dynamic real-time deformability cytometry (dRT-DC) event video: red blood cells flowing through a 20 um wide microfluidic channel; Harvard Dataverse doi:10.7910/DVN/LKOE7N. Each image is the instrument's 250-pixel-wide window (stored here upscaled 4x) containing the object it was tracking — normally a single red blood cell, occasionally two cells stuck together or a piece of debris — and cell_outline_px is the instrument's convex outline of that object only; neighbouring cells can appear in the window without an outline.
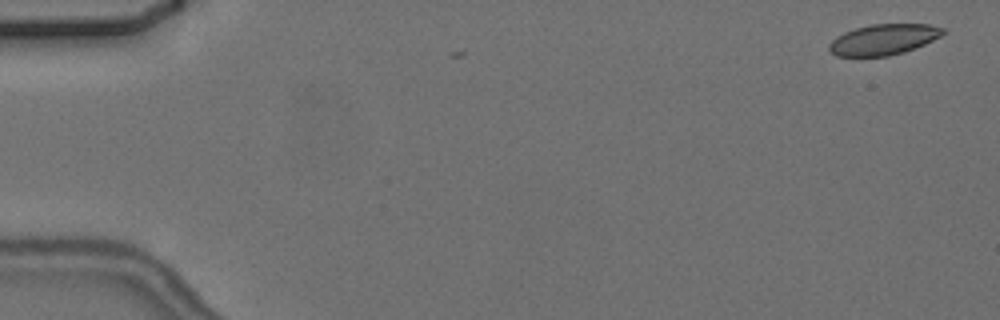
{"species": "common noctule bat (a hibernating species)", "species_latin": "Nyctalus noctula", "temperature_condition": "cold", "stored_images_in_passage": 2, "camera_frame_rate_fps": 3000, "um_per_image_px": 0.085, "animal": {"sex": "female", "body_mass_g": 24.6, "forearm_length_mm": 56.2}, "frame": {"image": 1, "passage_image": 2, "time_ms": 1.0, "image_size_px": [1000, 320], "cell_outline_px": [[948, 32], [924, 44], [904, 52], [888, 56], [836, 56], [828, 48], [828, 44], [836, 36], [844, 32], [856, 28], [872, 24], [928, 24], [944, 28]], "centroid_in_image_um": [75.1, 3.35], "position_along_channel_um": 9.9, "area_um2": 20.35}}